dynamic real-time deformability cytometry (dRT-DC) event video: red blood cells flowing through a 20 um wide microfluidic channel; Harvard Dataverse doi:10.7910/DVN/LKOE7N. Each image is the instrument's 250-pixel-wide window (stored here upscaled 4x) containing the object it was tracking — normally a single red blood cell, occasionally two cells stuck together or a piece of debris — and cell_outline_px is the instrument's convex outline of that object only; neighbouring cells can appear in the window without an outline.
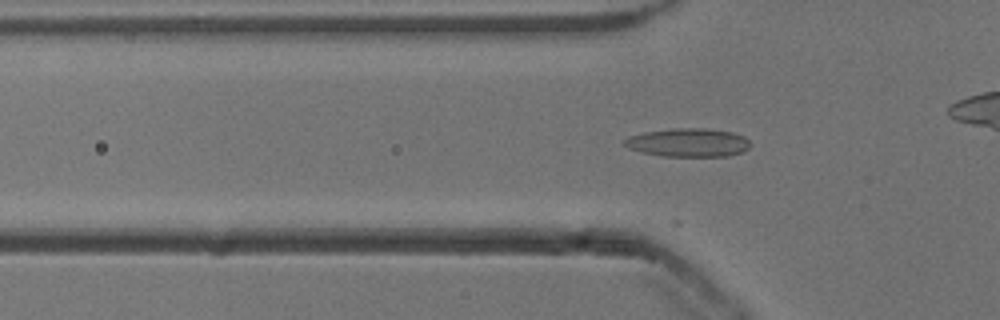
{"species": "common noctule bat (a hibernating species)", "species_latin": "Nyctalus noctula", "temperature_condition": "cold", "stored_images_in_passage": 14, "camera_frame_rate_fps": 3000, "um_per_image_px": 0.085, "animal": {"sex": "male", "body_mass_g": 13.3}, "frame": {"image": 1, "passage_image": 2, "time_ms": 0.333, "image_size_px": [1000, 320], "cell_outline_px": [[752, 144], [744, 152], [728, 156], [664, 156], [640, 152], [628, 148], [624, 144], [624, 140], [628, 136], [644, 132], [672, 128], [704, 128], [732, 132], [744, 136]], "centroid_in_image_um": [58.51, 12.12], "position_along_channel_um": 67.3, "area_um2": 21.04}}
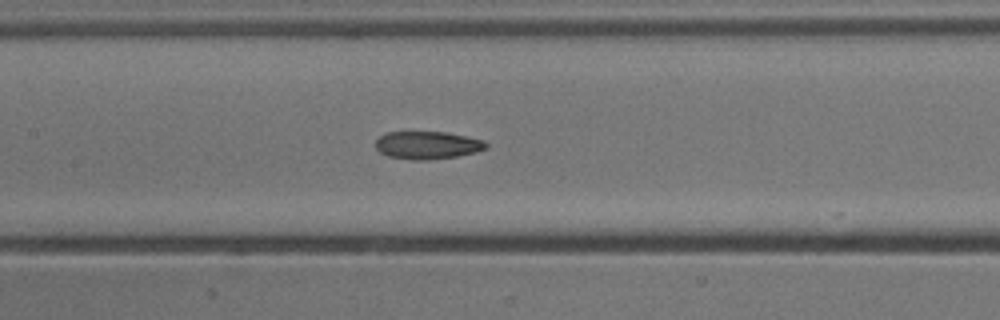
{"frame": {"image": 2, "passage_image": 10, "time_ms": 3.0, "image_size_px": [1000, 320], "cell_outline_px": [[488, 144], [484, 148], [476, 152], [456, 156], [428, 160], [412, 160], [388, 156], [380, 152], [376, 148], [376, 140], [384, 132], [448, 132], [484, 140]], "centroid_in_image_um": [36.31, 12.33], "position_along_channel_um": 171.1, "area_um2": 17.86}}
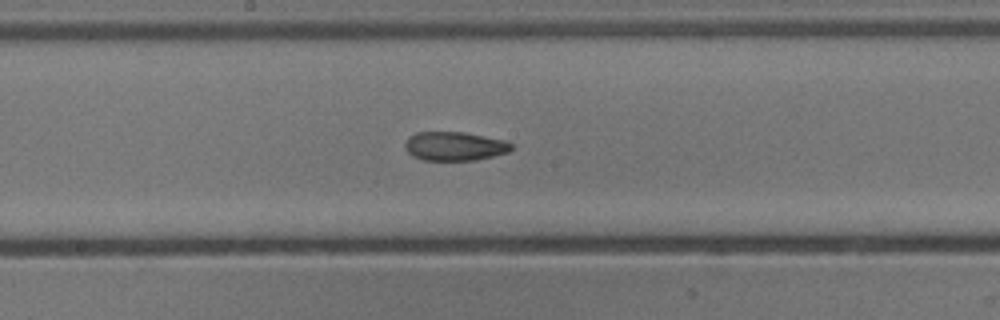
{"frame": {"image": 3, "passage_image": 13, "time_ms": 4.0, "image_size_px": [1000, 320], "cell_outline_px": [[512, 148], [508, 152], [492, 156], [472, 160], [420, 160], [412, 156], [404, 148], [404, 144], [408, 136], [416, 132], [464, 132], [504, 140], [512, 144]], "centroid_in_image_um": [38.58, 12.42], "position_along_channel_um": 209.6, "area_um2": 17.92}}